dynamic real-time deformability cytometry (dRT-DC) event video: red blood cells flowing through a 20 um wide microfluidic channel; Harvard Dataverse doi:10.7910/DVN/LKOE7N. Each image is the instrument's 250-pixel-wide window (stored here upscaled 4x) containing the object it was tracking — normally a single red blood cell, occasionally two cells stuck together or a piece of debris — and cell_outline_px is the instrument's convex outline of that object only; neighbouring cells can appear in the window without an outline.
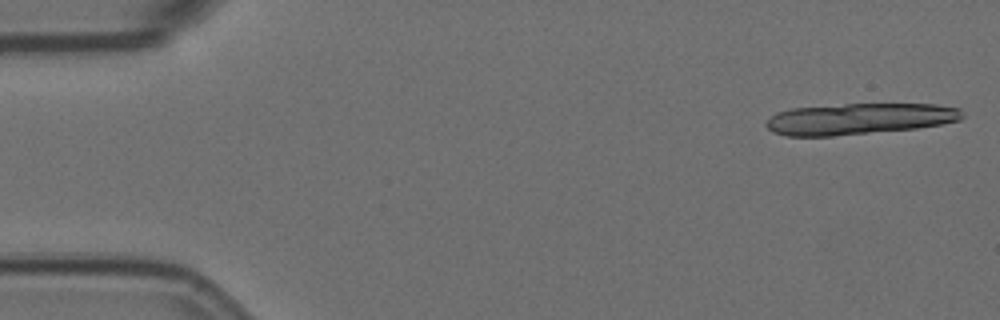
{"species": "Egyptian fruit bat (a non-hibernating species)", "species_latin": "Rousettus aegyptiacus", "temperature_condition": "room temperature", "stored_images_in_passage": 21, "segment_of_instrument_passage": [1, 2], "camera_frame_rate_fps": 3000, "um_per_image_px": 0.085, "animal": {"sex": "female"}, "frame": {"image": 1, "passage_image": 1, "time_ms": 0.0, "image_size_px": [1000, 320], "cell_outline_px": [[964, 116], [960, 120], [940, 124], [916, 128], [832, 136], [788, 136], [772, 132], [764, 124], [776, 112], [792, 108], [844, 104], [936, 104], [960, 108], [964, 112]], "centroid_in_image_um": [73.04, 10.09], "position_along_channel_um": 12.0, "area_um2": 35.66}}